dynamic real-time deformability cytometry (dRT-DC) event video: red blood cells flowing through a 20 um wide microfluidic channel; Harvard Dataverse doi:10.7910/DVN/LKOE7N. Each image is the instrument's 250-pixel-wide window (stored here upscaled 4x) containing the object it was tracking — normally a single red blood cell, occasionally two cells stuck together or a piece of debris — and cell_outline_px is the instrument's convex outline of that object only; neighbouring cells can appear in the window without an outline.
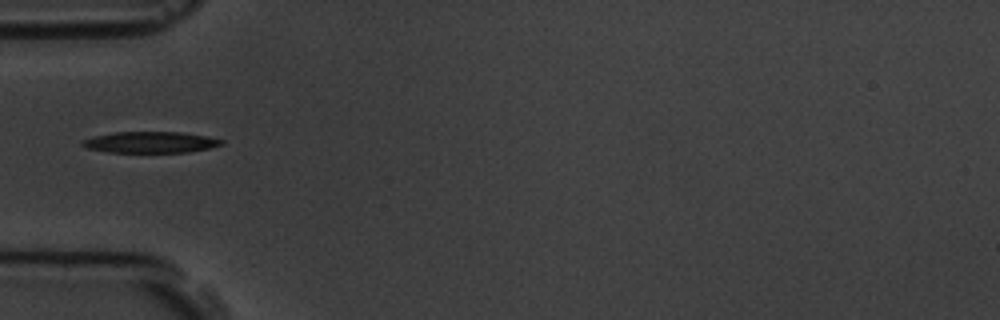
{"species": "common noctule bat (a hibernating species)", "species_latin": "Nyctalus noctula", "temperature_condition": "room temperature", "stored_images_in_passage": 1, "camera_frame_rate_fps": 3000, "um_per_image_px": 0.085, "animal": {"sex": "male", "body_mass_g": 19.5, "forearm_length_mm": 54.6}, "frame": {"image": 1, "passage_image": 1, "time_ms": 0.0, "image_size_px": [1000, 320], "cell_outline_px": [[224, 144], [208, 148], [188, 152], [108, 152], [88, 148], [80, 144], [80, 140], [96, 136], [116, 132], [180, 132], [204, 136], [224, 140]], "centroid_in_image_um": [12.77, 12.09], "position_along_channel_um": 72.2, "area_um2": 16.99}}